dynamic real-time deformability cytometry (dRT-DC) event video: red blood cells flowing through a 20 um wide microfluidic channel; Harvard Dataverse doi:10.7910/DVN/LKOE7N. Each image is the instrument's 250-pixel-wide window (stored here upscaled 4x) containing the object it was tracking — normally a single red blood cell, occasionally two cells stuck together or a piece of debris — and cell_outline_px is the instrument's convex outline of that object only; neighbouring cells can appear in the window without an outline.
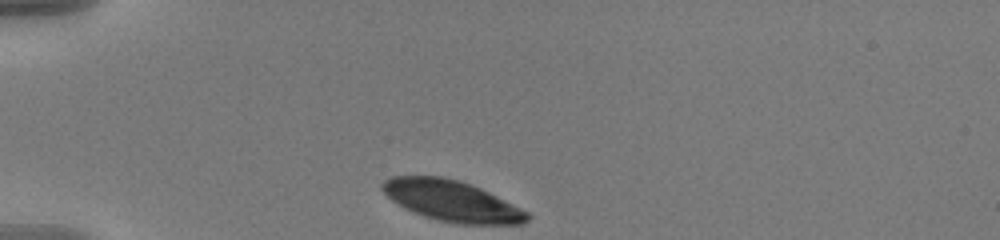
{"species": "human", "species_latin": "Homo sapiens", "temperature_condition": "warm", "stored_images_in_passage": 20, "camera_frame_rate_fps": 3000, "um_per_image_px": 0.085, "donor": {"sex": "male"}, "frame": {"image": 1, "passage_image": 1, "time_ms": 0.0, "image_size_px": [1000, 240], "cell_outline_px": [[532, 216], [524, 224], [456, 224], [424, 216], [412, 212], [404, 208], [392, 200], [380, 188], [380, 184], [384, 180], [392, 176], [440, 176], [460, 180], [480, 188], [528, 212]], "centroid_in_image_um": [38.39, 17.08], "position_along_channel_um": 46.6, "area_um2": 34.39}}
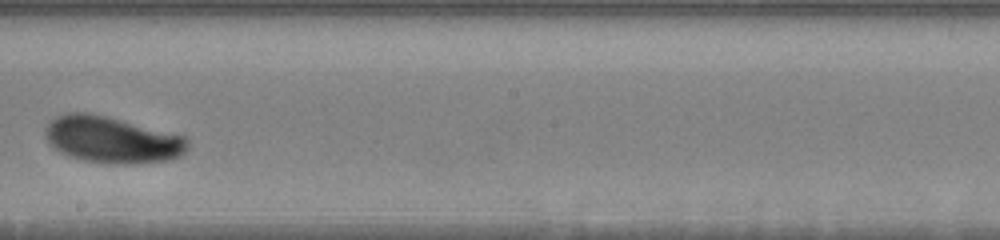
{"frame": {"image": 2, "passage_image": 12, "time_ms": 3.667, "image_size_px": [1000, 240], "cell_outline_px": [[188, 148], [180, 156], [168, 160], [132, 164], [112, 164], [80, 160], [68, 156], [60, 152], [44, 136], [48, 124], [56, 116], [68, 112], [88, 112], [108, 116], [184, 136], [188, 140]], "centroid_in_image_um": [9.52, 11.88], "position_along_channel_um": 238.7, "area_um2": 38.61}}
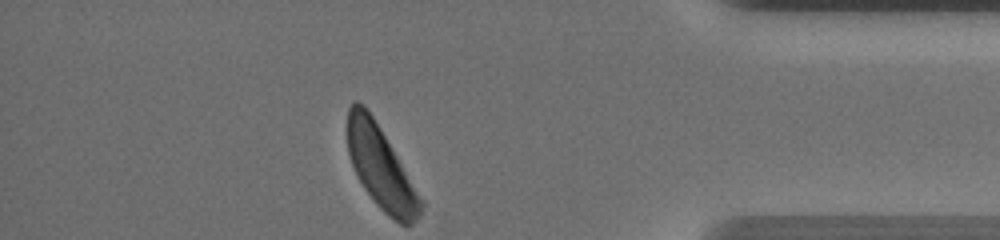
{"frame": {"image": 3, "passage_image": 20, "time_ms": 6.333, "image_size_px": [1000, 240], "cell_outline_px": [[424, 204], [420, 212], [412, 224], [400, 224], [388, 216], [372, 200], [364, 188], [352, 164], [348, 152], [348, 108], [356, 100], [364, 104], [368, 108], [424, 200]], "centroid_in_image_um": [32.38, 14.25], "position_along_channel_um": 402.8, "area_um2": 34.91}}